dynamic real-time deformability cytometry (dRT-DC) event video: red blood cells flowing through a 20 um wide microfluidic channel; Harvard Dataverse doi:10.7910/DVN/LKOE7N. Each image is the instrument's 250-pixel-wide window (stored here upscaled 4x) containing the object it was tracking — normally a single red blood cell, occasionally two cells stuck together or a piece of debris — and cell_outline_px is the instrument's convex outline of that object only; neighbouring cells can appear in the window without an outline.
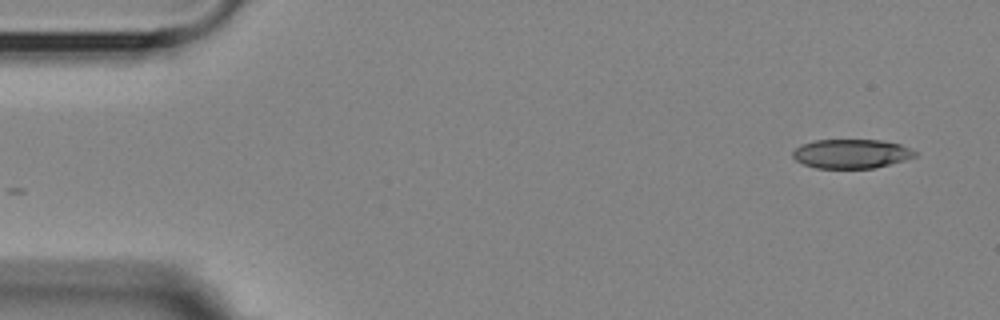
{"species": "Egyptian fruit bat (a non-hibernating species)", "species_latin": "Rousettus aegyptiacus", "temperature_condition": "room temperature", "stored_images_in_passage": 3, "camera_frame_rate_fps": 3000, "um_per_image_px": 0.085, "animal": {"sex": "female"}, "frame": {"image": 1, "passage_image": 3, "time_ms": 2.333, "image_size_px": [1000, 320], "cell_outline_px": [[916, 156], [904, 160], [872, 168], [816, 168], [804, 164], [796, 160], [792, 156], [792, 152], [800, 144], [816, 140], [880, 140], [900, 144], [916, 152]], "centroid_in_image_um": [72.32, 13.06], "position_along_channel_um": 12.7, "area_um2": 20.58}}